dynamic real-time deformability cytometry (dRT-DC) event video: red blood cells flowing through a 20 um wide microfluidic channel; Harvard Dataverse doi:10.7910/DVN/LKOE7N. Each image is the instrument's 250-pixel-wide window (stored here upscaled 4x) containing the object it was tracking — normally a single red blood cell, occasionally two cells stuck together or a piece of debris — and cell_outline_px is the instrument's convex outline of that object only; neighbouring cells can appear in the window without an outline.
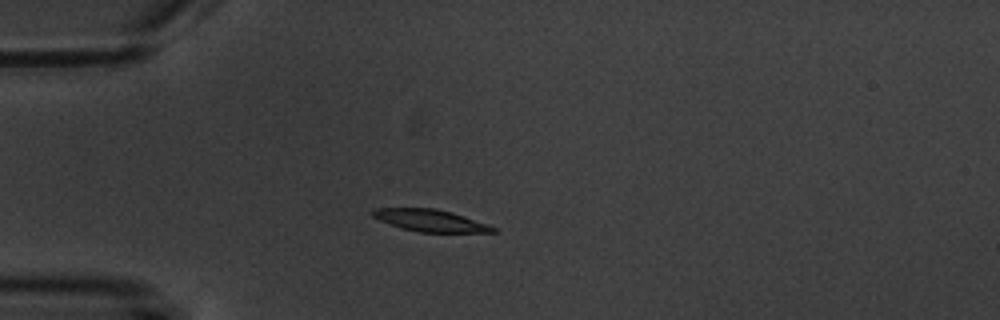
{"species": "common noctule bat (a hibernating species)", "species_latin": "Nyctalus noctula", "temperature_condition": "warm", "stored_images_in_passage": 2, "camera_frame_rate_fps": 3000, "um_per_image_px": 0.085, "animal": {"sex": "male", "body_mass_g": 20.1, "forearm_length_mm": 53.5}, "frame": {"image": 1, "passage_image": 2, "time_ms": 2.333, "image_size_px": [1000, 320], "cell_outline_px": [[496, 232], [420, 232], [400, 228], [380, 220], [372, 216], [372, 212], [376, 208], [436, 208], [452, 212], [488, 224], [496, 228]], "centroid_in_image_um": [36.58, 18.74], "position_along_channel_um": 48.4, "area_um2": 15.32}}